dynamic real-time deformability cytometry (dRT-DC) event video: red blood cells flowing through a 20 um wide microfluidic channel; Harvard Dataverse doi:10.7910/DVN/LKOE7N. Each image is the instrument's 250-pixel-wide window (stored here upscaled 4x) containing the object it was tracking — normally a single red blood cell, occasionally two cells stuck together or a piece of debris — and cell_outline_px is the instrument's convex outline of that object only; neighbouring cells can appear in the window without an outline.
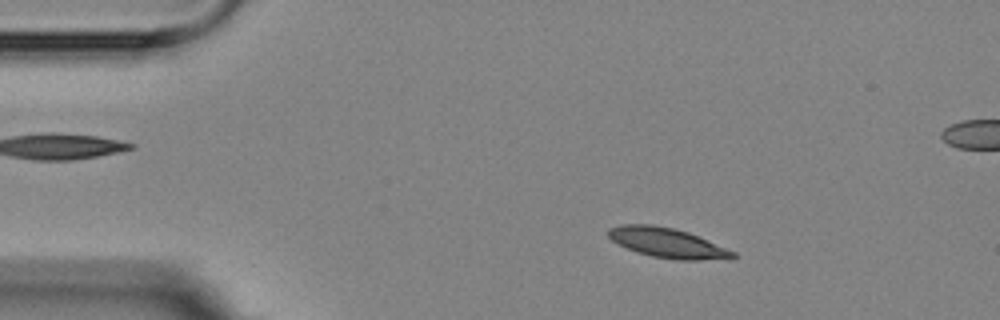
{"species": "Egyptian fruit bat (a non-hibernating species)", "species_latin": "Rousettus aegyptiacus", "temperature_condition": "room temperature", "stored_images_in_passage": 4, "camera_frame_rate_fps": 3000, "um_per_image_px": 0.085, "animal": {"sex": "female"}, "frame": {"image": 1, "passage_image": 1, "time_ms": 0.0, "image_size_px": [1000, 320], "cell_outline_px": [[736, 256], [732, 260], [676, 260], [652, 256], [636, 252], [612, 240], [608, 236], [608, 228], [624, 224], [652, 224], [672, 228], [688, 232], [736, 252]], "centroid_in_image_um": [56.78, 20.66], "position_along_channel_um": 28.2, "area_um2": 21.68}}
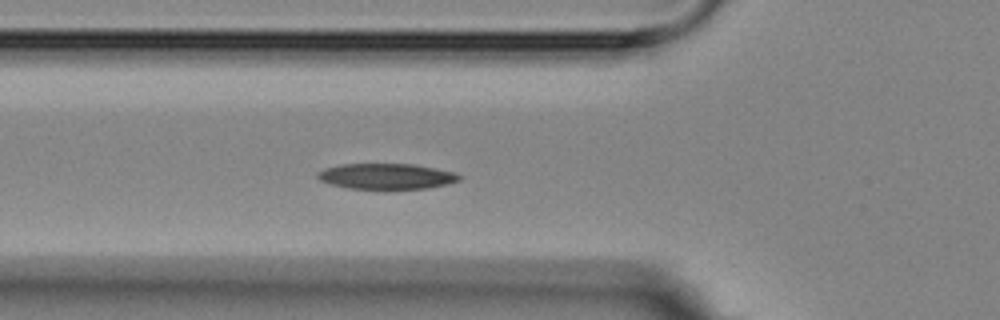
{"frame": {"image": 2, "passage_image": 4, "time_ms": 3.333, "image_size_px": [1000, 320], "cell_outline_px": [[464, 176], [460, 180], [448, 184], [428, 188], [348, 188], [328, 184], [320, 180], [316, 176], [316, 172], [324, 168], [340, 164], [412, 164], [456, 172]], "centroid_in_image_um": [32.84, 14.97], "position_along_channel_um": 93.0, "area_um2": 21.21}}